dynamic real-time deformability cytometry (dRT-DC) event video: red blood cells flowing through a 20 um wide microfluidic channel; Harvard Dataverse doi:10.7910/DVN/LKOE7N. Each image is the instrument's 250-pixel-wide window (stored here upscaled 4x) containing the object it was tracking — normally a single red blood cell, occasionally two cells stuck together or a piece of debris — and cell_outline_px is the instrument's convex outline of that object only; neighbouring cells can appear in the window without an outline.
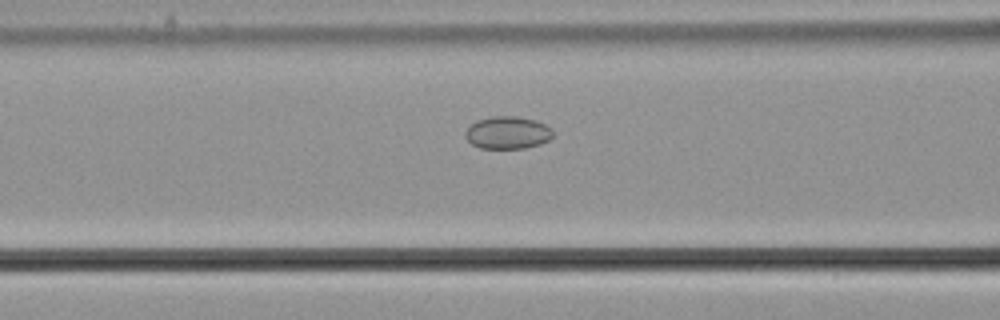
{"species": "common noctule bat (a hibernating species)", "species_latin": "Nyctalus noctula", "temperature_condition": "cold", "stored_images_in_passage": 41, "camera_frame_rate_fps": 3000, "um_per_image_px": 0.085, "animal": {"sex": "male", "body_mass_g": 21.5, "forearm_length_mm": 52.0}, "frame": {"image": 1, "passage_image": 15, "time_ms": 4.667, "image_size_px": [1000, 320], "cell_outline_px": [[552, 136], [548, 140], [540, 144], [524, 148], [480, 148], [472, 144], [464, 136], [464, 132], [476, 120], [492, 116], [520, 116], [536, 120], [552, 128]], "centroid_in_image_um": [43.14, 11.26], "position_along_channel_um": 123.5, "area_um2": 16.65}}
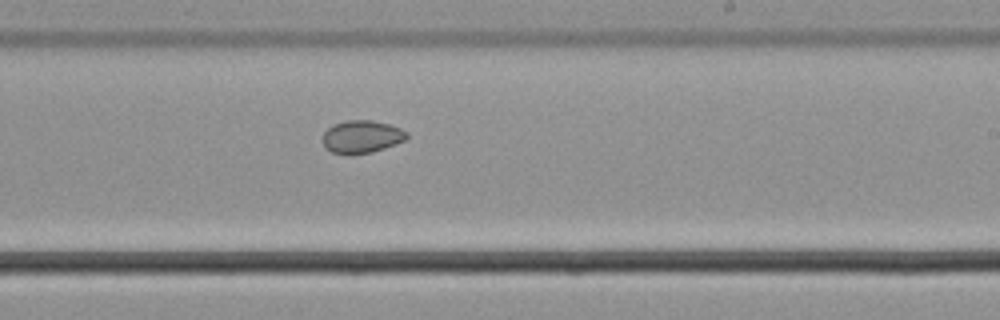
{"frame": {"image": 2, "passage_image": 26, "time_ms": 8.333, "image_size_px": [1000, 320], "cell_outline_px": [[408, 136], [404, 140], [396, 144], [372, 152], [332, 152], [324, 148], [320, 140], [324, 132], [332, 124], [348, 120], [372, 120], [388, 124], [400, 128], [408, 132]], "centroid_in_image_um": [30.72, 11.59], "position_along_channel_um": 258.3, "area_um2": 15.84}}
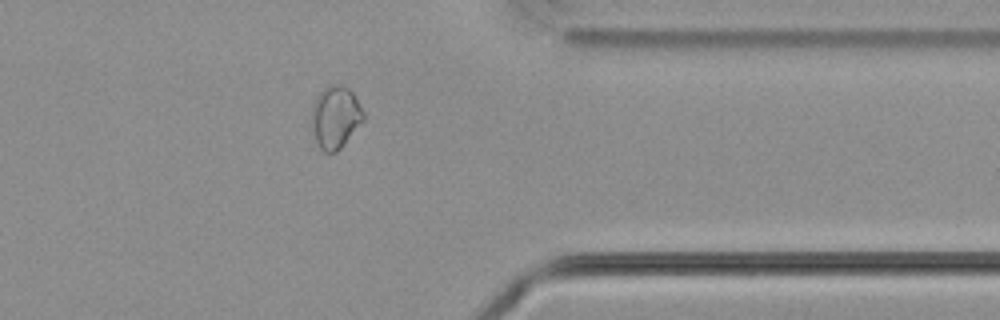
{"frame": {"image": 3, "passage_image": 37, "time_ms": 12.0, "image_size_px": [1000, 320], "cell_outline_px": [[364, 120], [344, 144], [336, 152], [324, 152], [320, 148], [316, 140], [312, 128], [312, 104], [316, 96], [328, 84], [344, 84], [352, 92], [364, 112]], "centroid_in_image_um": [28.51, 9.93], "position_along_channel_um": 382.9, "area_um2": 18.84}, "authors_computed_cell_mechanics": {"area_um2": 16.9932, "velocity_mm_per_s": 3.6845, "shape_relaxation_time_tau1_ms": null, "shape_relaxation_time_tau2_ms": 3.8039, "deformation_change_tau1": null, "deformation_change_tau2": 0.0476}}